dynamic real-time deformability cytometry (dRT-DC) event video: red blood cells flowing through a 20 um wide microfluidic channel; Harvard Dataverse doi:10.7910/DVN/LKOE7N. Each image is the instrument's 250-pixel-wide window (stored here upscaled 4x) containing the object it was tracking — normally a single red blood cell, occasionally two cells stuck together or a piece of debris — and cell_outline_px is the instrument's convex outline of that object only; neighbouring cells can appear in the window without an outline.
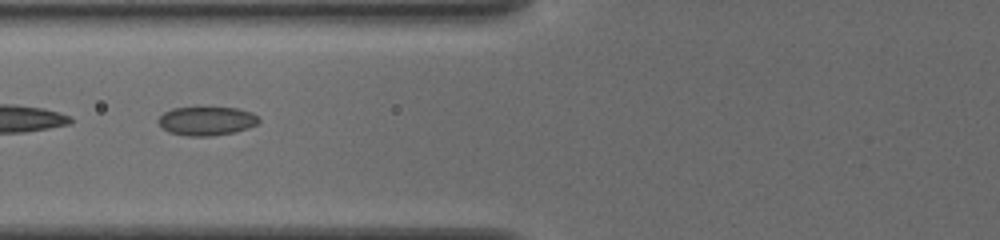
{"species": "common noctule bat (a hibernating species)", "species_latin": "Nyctalus noctula", "temperature_condition": "cold", "stored_images_in_passage": 56, "segment_of_instrument_passage": [2, 2], "camera_frame_rate_fps": 3000, "um_per_image_px": 0.085, "animal": {"sex": "female", "body_mass_g": 19.5, "forearm_length_mm": 54.1}, "frame": {"image": 1, "passage_image": 25, "time_ms": 8.0, "image_size_px": [1000, 240], "cell_outline_px": [[260, 120], [256, 124], [248, 128], [232, 132], [212, 136], [188, 136], [168, 132], [156, 120], [164, 112], [172, 108], [196, 104], [200, 104], [236, 108], [252, 112]], "centroid_in_image_um": [17.52, 10.22], "position_along_channel_um": 108.3, "area_um2": 17.63}}
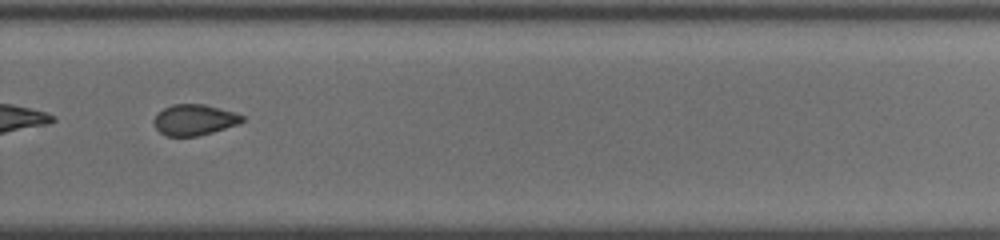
{"frame": {"image": 2, "passage_image": 41, "time_ms": 13.333, "image_size_px": [1000, 240], "cell_outline_px": [[244, 120], [236, 124], [212, 132], [196, 136], [164, 136], [156, 128], [152, 120], [164, 108], [172, 104], [204, 104], [236, 112], [244, 116]], "centroid_in_image_um": [16.5, 10.18], "position_along_channel_um": 313.3, "area_um2": 15.78}}
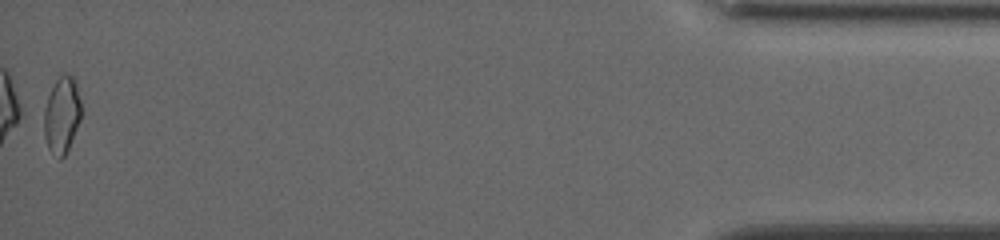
{"frame": {"image": 3, "passage_image": 56, "time_ms": 18.333, "image_size_px": [1000, 240], "cell_outline_px": [[80, 120], [68, 148], [64, 156], [60, 160], [48, 148], [44, 136], [44, 108], [48, 96], [60, 72], [64, 72], [72, 76], [76, 80], [80, 100]], "centroid_in_image_um": [5.25, 9.73], "position_along_channel_um": 430.0, "area_um2": 16.59}}